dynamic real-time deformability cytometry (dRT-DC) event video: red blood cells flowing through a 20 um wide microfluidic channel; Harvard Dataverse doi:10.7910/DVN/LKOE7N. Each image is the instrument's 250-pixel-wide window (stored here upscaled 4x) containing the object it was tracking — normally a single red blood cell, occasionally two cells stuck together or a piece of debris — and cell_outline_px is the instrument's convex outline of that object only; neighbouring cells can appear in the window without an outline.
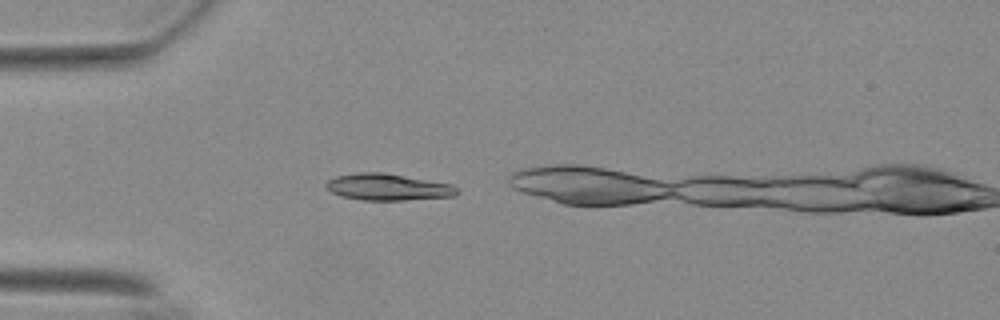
{"species": "Egyptian fruit bat (a non-hibernating species)", "species_latin": "Rousettus aegyptiacus", "temperature_condition": "warm", "stored_images_in_passage": 32, "camera_frame_rate_fps": 3000, "um_per_image_px": 0.085, "animal": {"sex": "female"}, "frame": {"image": 1, "passage_image": 3, "time_ms": 0.667, "image_size_px": [1000, 320], "cell_outline_px": [[460, 192], [456, 196], [404, 200], [364, 200], [340, 196], [332, 192], [324, 184], [328, 180], [336, 176], [356, 172], [384, 172], [452, 184]], "centroid_in_image_um": [32.98, 15.89], "position_along_channel_um": 52.0, "area_um2": 20.4}}
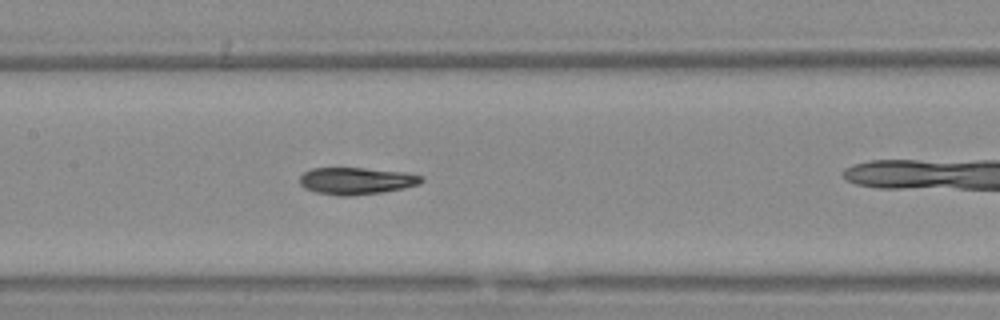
{"frame": {"image": 2, "passage_image": 14, "time_ms": 4.333, "image_size_px": [1000, 320], "cell_outline_px": [[424, 180], [420, 184], [404, 188], [380, 192], [348, 196], [340, 196], [316, 192], [304, 188], [300, 184], [300, 176], [304, 172], [312, 168], [364, 168], [408, 172], [424, 176]], "centroid_in_image_um": [30.32, 15.36], "position_along_channel_um": 177.1, "area_um2": 19.25}}
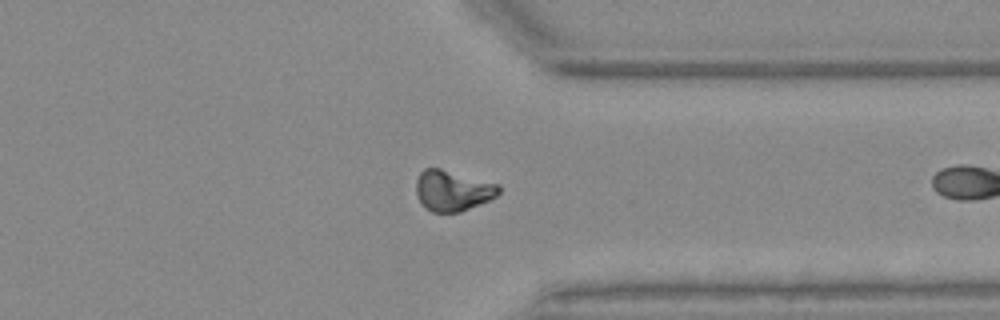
{"frame": {"image": 3, "passage_image": 30, "time_ms": 9.667, "image_size_px": [1000, 320], "cell_outline_px": [[500, 192], [496, 196], [480, 204], [460, 212], [432, 212], [424, 208], [420, 204], [416, 192], [416, 180], [420, 172], [424, 168], [440, 168], [500, 184]], "centroid_in_image_um": [38.45, 16.2], "position_along_channel_um": 372.9, "area_um2": 19.77}}